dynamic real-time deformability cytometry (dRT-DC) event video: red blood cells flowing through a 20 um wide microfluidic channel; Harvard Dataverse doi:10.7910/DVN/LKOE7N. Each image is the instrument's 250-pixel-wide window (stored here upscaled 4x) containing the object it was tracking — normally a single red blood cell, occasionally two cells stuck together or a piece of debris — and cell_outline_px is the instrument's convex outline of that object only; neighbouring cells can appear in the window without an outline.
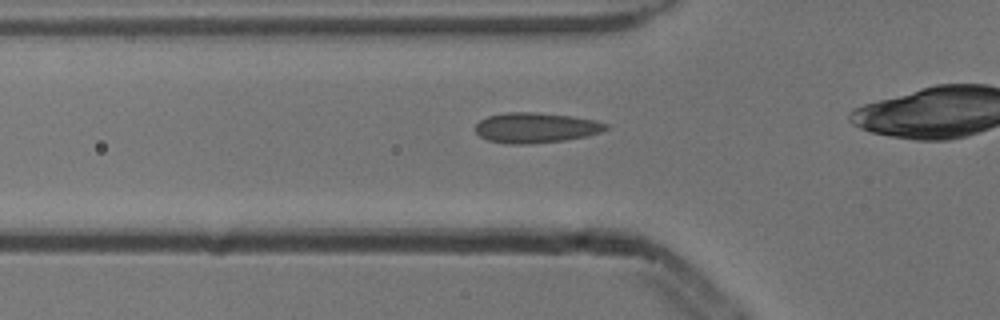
{"species": "common noctule bat (a hibernating species)", "species_latin": "Nyctalus noctula", "temperature_condition": "cold", "stored_images_in_passage": 32, "camera_frame_rate_fps": 3000, "um_per_image_px": 0.085, "animal": {"sex": "male", "body_mass_g": 13.3}, "frame": {"image": 1, "passage_image": 7, "time_ms": 2.0, "image_size_px": [1000, 320], "cell_outline_px": [[608, 128], [600, 132], [584, 136], [564, 140], [528, 144], [508, 144], [488, 140], [480, 136], [476, 132], [476, 124], [480, 120], [488, 116], [508, 112], [536, 112], [572, 116], [596, 120], [608, 124]], "centroid_in_image_um": [45.53, 10.85], "position_along_channel_um": 80.3, "area_um2": 22.89}}
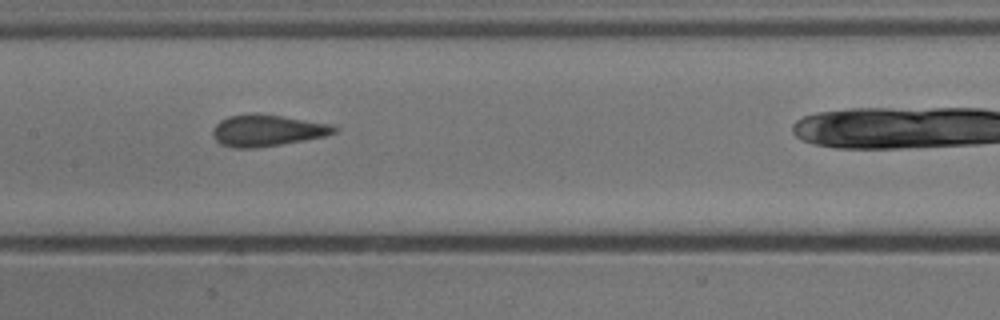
{"frame": {"image": 2, "passage_image": 15, "time_ms": 4.667, "image_size_px": [1000, 320], "cell_outline_px": [[336, 132], [324, 136], [280, 144], [256, 148], [236, 148], [220, 144], [212, 136], [212, 132], [216, 124], [220, 120], [228, 116], [252, 112], [256, 112], [332, 124], [336, 128]], "centroid_in_image_um": [22.65, 11.07], "position_along_channel_um": 184.7, "area_um2": 22.31}}
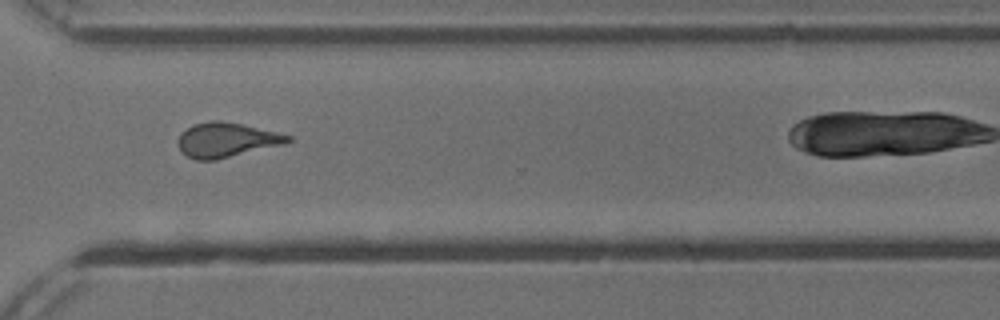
{"frame": {"image": 3, "passage_image": 28, "time_ms": 9.0, "image_size_px": [1000, 320], "cell_outline_px": [[292, 140], [284, 144], [216, 160], [196, 160], [188, 156], [180, 148], [176, 140], [180, 132], [192, 124], [212, 120], [220, 120], [244, 124], [292, 136]], "centroid_in_image_um": [19.22, 11.88], "position_along_channel_um": 351.4, "area_um2": 22.25}}